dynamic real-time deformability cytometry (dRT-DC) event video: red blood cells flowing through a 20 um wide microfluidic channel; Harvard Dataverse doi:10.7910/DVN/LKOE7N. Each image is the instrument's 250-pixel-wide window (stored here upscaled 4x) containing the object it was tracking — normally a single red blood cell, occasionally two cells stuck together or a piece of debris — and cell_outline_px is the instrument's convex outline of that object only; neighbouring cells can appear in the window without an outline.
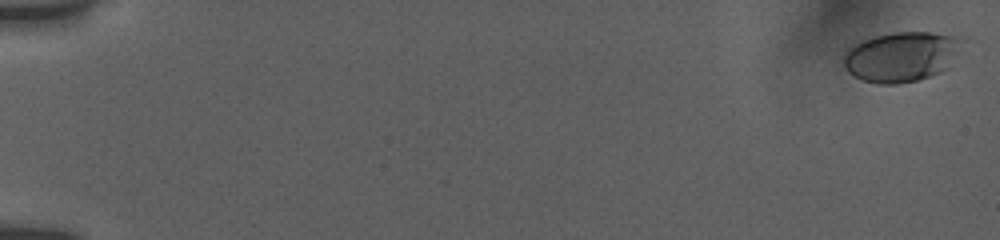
{"species": "human", "species_latin": "Homo sapiens", "temperature_condition": "room temperature", "stored_images_in_passage": 56, "camera_frame_rate_fps": 3000, "um_per_image_px": 0.085, "donor": {"sex": "female"}, "frame": {"image": 1, "passage_image": 2, "time_ms": 0.333, "image_size_px": [1000, 240], "cell_outline_px": [[964, 40], [948, 68], [940, 72], [916, 80], [896, 84], [876, 84], [864, 80], [848, 72], [844, 68], [844, 56], [848, 48], [864, 40], [876, 36], [892, 32], [932, 32], [964, 36]], "centroid_in_image_um": [76.65, 4.8], "position_along_channel_um": 8.4, "area_um2": 34.45}}
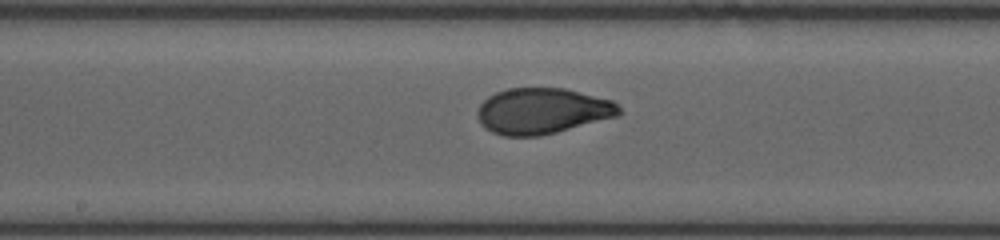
{"frame": {"image": 2, "passage_image": 32, "time_ms": 10.333, "image_size_px": [1000, 240], "cell_outline_px": [[620, 112], [616, 116], [556, 132], [540, 136], [504, 136], [492, 132], [484, 128], [480, 124], [476, 116], [476, 112], [480, 104], [488, 96], [496, 92], [508, 88], [564, 88], [612, 100], [620, 108]], "centroid_in_image_um": [46.03, 9.43], "position_along_channel_um": 202.2, "area_um2": 37.8}}
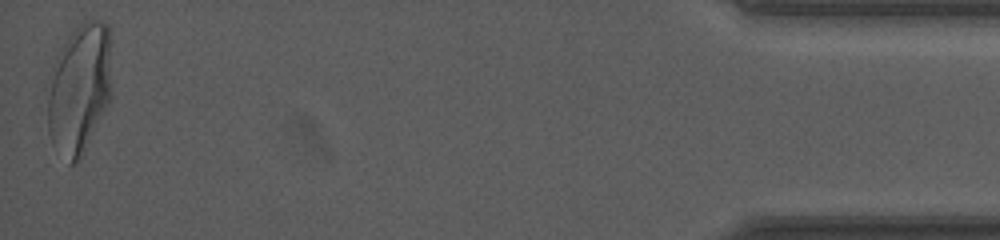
{"frame": {"image": 3, "passage_image": 56, "time_ms": 18.333, "image_size_px": [1000, 240], "cell_outline_px": [[112, 96], [80, 160], [72, 164], [68, 164], [52, 144], [48, 132], [44, 88], [52, 64], [60, 48], [72, 32], [84, 20], [96, 20], [108, 24], [112, 92]], "centroid_in_image_um": [6.69, 7.57], "position_along_channel_um": 428.5, "area_um2": 50.0}, "authors_computed_cell_mechanics": {"area_um2": 37.5989, "velocity_mm_per_s": 3.8324, "shape_relaxation_time_tau1_ms": 4.1528, "shape_relaxation_time_tau2_ms": null, "deformation_change_tau1": 0.1913, "deformation_change_tau2": null}}